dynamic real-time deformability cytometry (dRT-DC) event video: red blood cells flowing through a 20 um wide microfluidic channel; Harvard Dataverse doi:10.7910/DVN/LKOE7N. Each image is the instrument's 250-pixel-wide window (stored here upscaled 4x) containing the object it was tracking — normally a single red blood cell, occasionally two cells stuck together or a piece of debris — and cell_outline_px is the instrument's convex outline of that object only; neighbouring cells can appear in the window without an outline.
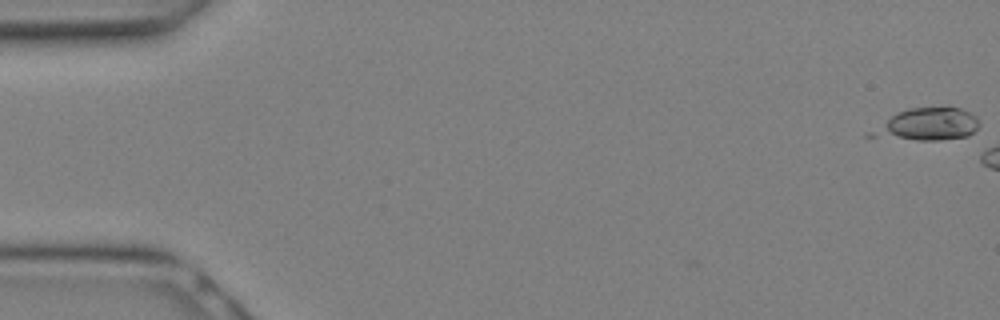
{"species": "Egyptian fruit bat (a non-hibernating species)", "species_latin": "Rousettus aegyptiacus", "temperature_condition": "warm", "stored_images_in_passage": 4, "camera_frame_rate_fps": 3000, "um_per_image_px": 0.085, "animal": {"sex": "female"}, "frame": {"image": 1, "passage_image": 1, "time_ms": 0.0, "image_size_px": [1000, 320], "cell_outline_px": [[980, 124], [968, 136], [940, 140], [916, 140], [864, 136], [864, 132], [896, 112], [908, 108], [948, 104], [972, 112], [980, 120]], "centroid_in_image_um": [78.77, 10.53], "position_along_channel_um": 6.2, "area_um2": 21.5}}